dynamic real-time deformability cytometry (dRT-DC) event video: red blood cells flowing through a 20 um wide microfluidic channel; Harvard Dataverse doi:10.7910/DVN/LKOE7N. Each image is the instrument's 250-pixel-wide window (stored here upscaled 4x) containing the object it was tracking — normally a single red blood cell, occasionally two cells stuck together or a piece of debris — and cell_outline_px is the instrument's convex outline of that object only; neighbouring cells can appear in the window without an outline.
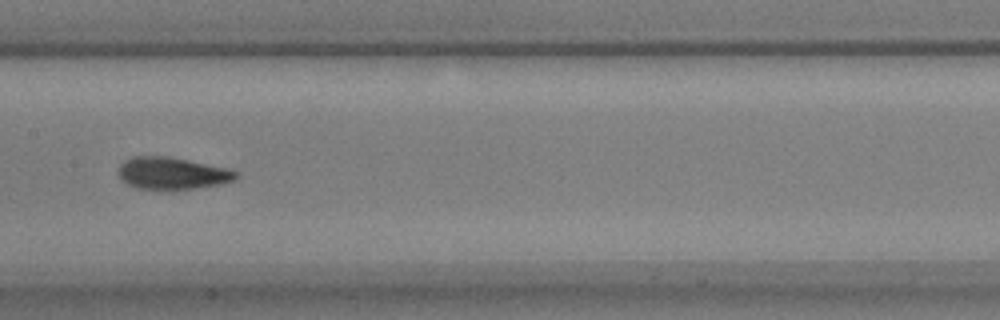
{"species": "common noctule bat (a hibernating species)", "species_latin": "Nyctalus noctula", "temperature_condition": "warm", "stored_images_in_passage": 22, "camera_frame_rate_fps": 3000, "um_per_image_px": 0.085, "animal": {"sex": "male", "body_mass_g": 17.9, "forearm_length_mm": 54.2}, "frame": {"image": 1, "passage_image": 15, "time_ms": 4.667, "image_size_px": [1000, 320], "cell_outline_px": [[240, 176], [236, 180], [220, 184], [192, 188], [136, 188], [128, 184], [120, 176], [120, 164], [124, 160], [132, 156], [168, 156], [232, 168], [240, 172]], "centroid_in_image_um": [14.74, 14.7], "position_along_channel_um": 192.7, "area_um2": 21.91}}